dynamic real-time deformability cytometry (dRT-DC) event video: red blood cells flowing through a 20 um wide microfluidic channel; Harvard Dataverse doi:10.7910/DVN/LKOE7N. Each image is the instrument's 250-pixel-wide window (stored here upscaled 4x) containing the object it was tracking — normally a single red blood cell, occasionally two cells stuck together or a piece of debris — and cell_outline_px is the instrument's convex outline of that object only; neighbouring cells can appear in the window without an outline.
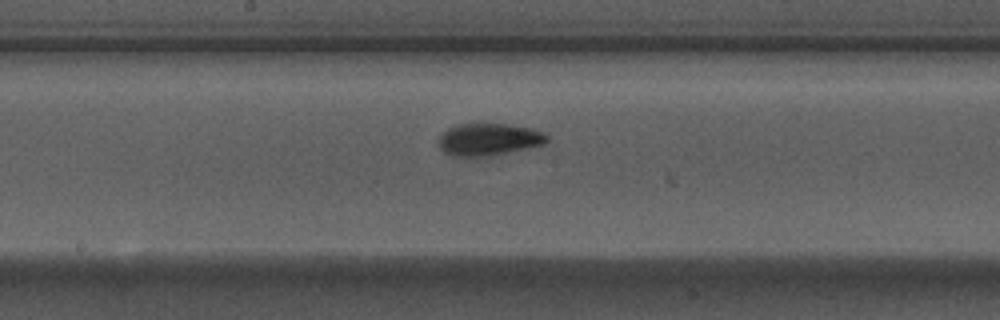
{"species": "Egyptian fruit bat (a non-hibernating species)", "species_latin": "Rousettus aegyptiacus", "temperature_condition": "warm", "stored_images_in_passage": 9, "segment_of_instrument_passage": [1, 2], "camera_frame_rate_fps": 3000, "um_per_image_px": 0.085, "animal": {"sex": "male"}, "frame": {"image": 1, "passage_image": 8, "time_ms": 2.333, "image_size_px": [1000, 320], "cell_outline_px": [[548, 140], [544, 144], [492, 156], [452, 156], [444, 152], [440, 148], [436, 140], [440, 132], [448, 128], [460, 124], [508, 124], [532, 128], [544, 132], [548, 136]], "centroid_in_image_um": [41.51, 11.85], "position_along_channel_um": 206.7, "area_um2": 20.58}}